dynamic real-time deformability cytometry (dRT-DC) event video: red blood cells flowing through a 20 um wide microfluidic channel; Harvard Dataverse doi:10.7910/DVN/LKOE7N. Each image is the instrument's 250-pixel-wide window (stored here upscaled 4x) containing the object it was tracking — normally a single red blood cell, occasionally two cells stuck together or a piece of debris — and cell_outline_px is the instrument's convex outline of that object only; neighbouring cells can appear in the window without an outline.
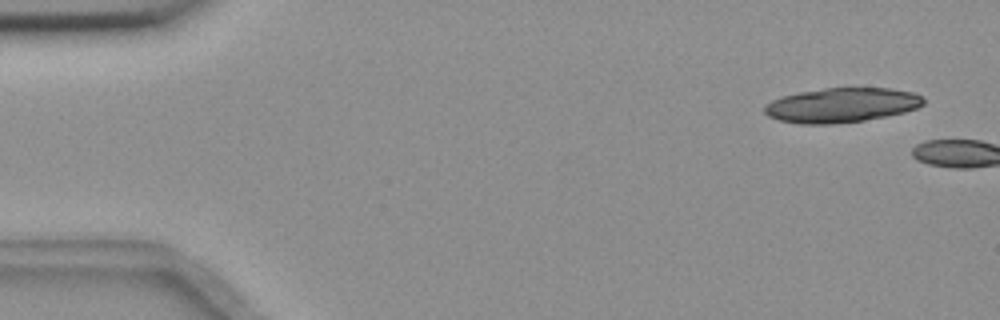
{"species": "common noctule bat (a hibernating species)", "species_latin": "Nyctalus noctula", "temperature_condition": "room temperature", "stored_images_in_passage": 3, "camera_frame_rate_fps": 3000, "um_per_image_px": 0.085, "animal": {"sex": "female", "body_mass_g": 18.4}, "frame": {"image": 1, "passage_image": 1, "time_ms": 0.0, "image_size_px": [1000, 320], "cell_outline_px": [[924, 104], [916, 108], [904, 112], [864, 120], [832, 124], [800, 124], [780, 120], [768, 116], [764, 112], [764, 104], [780, 96], [800, 92], [824, 88], [892, 88], [912, 92], [924, 96]], "centroid_in_image_um": [71.52, 8.93], "position_along_channel_um": 13.5, "area_um2": 32.08}}